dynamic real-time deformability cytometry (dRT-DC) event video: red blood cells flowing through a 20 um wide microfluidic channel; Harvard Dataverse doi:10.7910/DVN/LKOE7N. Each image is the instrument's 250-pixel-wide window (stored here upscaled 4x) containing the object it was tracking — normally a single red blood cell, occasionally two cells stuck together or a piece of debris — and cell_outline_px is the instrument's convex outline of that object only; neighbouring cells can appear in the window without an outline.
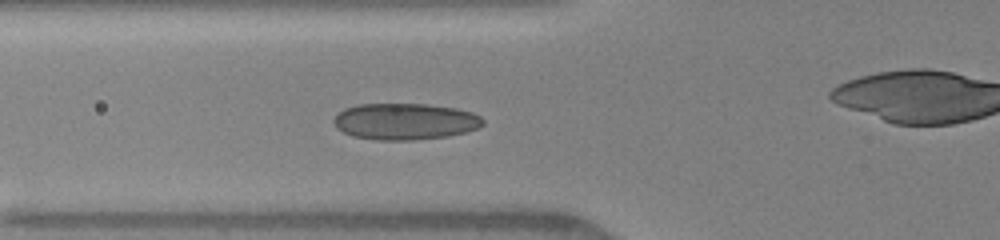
{"species": "human", "species_latin": "Homo sapiens", "temperature_condition": "warm", "stored_images_in_passage": 7, "camera_frame_rate_fps": 3000, "um_per_image_px": 0.085, "donor": {"sex": "female"}, "frame": {"image": 1, "passage_image": 4, "time_ms": 0.333, "image_size_px": [1000, 240], "cell_outline_px": [[484, 124], [480, 128], [448, 136], [412, 140], [376, 140], [352, 136], [336, 128], [332, 120], [344, 108], [356, 104], [424, 104], [456, 108], [472, 112], [480, 116], [484, 120]], "centroid_in_image_um": [34.42, 10.32], "position_along_channel_um": 91.4, "area_um2": 31.85}}